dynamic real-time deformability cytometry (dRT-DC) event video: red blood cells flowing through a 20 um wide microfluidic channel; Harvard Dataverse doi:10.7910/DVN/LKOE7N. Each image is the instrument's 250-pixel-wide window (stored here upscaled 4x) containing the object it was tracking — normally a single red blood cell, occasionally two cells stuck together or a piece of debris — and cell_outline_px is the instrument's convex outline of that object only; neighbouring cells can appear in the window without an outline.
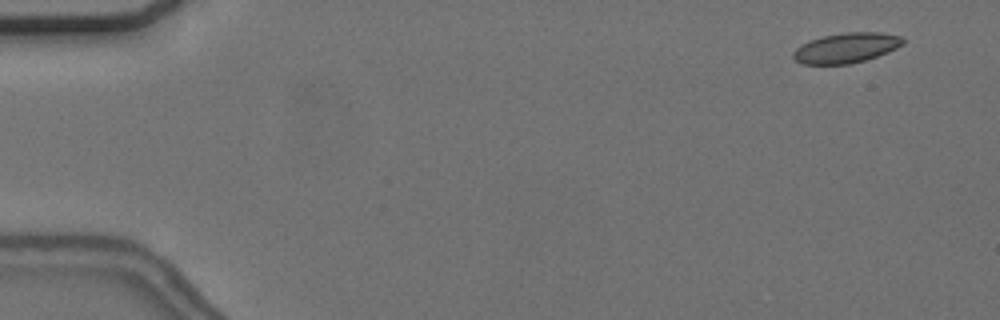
{"species": "common noctule bat (a hibernating species)", "species_latin": "Nyctalus noctula", "temperature_condition": "cold", "stored_images_in_passage": 56, "camera_frame_rate_fps": 3000, "um_per_image_px": 0.085, "animal": {"sex": "female", "body_mass_g": 24.6, "forearm_length_mm": 56.2}, "frame": {"image": 1, "passage_image": 4, "time_ms": 1.0, "image_size_px": [1000, 320], "cell_outline_px": [[908, 40], [904, 44], [888, 52], [864, 60], [848, 64], [800, 64], [792, 56], [792, 52], [796, 48], [812, 40], [824, 36], [844, 32], [880, 32], [900, 36]], "centroid_in_image_um": [71.96, 4.06], "position_along_channel_um": 13.0, "area_um2": 19.13}}
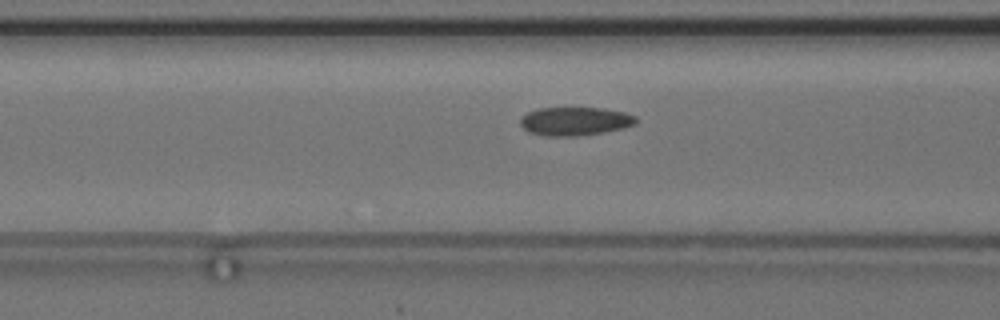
{"frame": {"image": 2, "passage_image": 23, "time_ms": 7.333, "image_size_px": [1000, 320], "cell_outline_px": [[636, 124], [624, 128], [604, 132], [576, 136], [544, 136], [528, 132], [520, 124], [520, 116], [528, 112], [540, 108], [604, 108], [624, 112], [636, 116]], "centroid_in_image_um": [48.86, 10.31], "position_along_channel_um": 117.7, "area_um2": 19.31}}
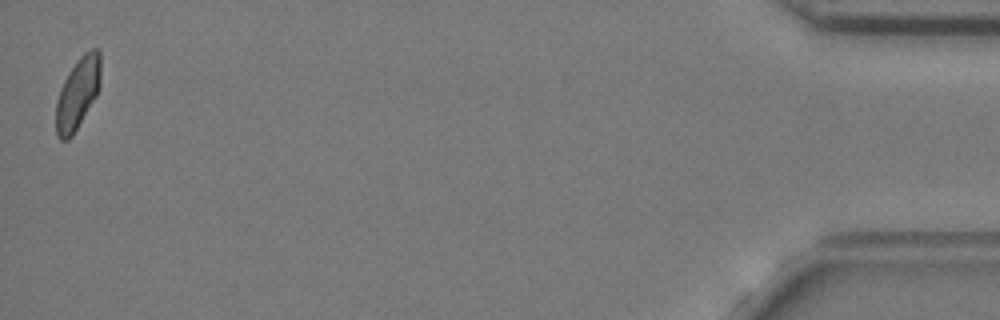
{"frame": {"image": 3, "passage_image": 56, "time_ms": 18.333, "image_size_px": [1000, 320], "cell_outline_px": [[100, 84], [96, 96], [72, 136], [68, 140], [60, 140], [56, 136], [56, 100], [60, 88], [68, 72], [76, 60], [84, 52], [92, 48], [100, 48]], "centroid_in_image_um": [6.59, 7.91], "position_along_channel_um": 428.6, "area_um2": 18.73}, "authors_computed_cell_mechanics": {"area_um2": 19.2763, "velocity_mm_per_s": 3.67, "shape_relaxation_time_tau1_ms": 4.9554, "shape_relaxation_time_tau2_ms": 1.6462, "deformation_change_tau1": 0.0822, "deformation_change_tau2": 0.0581}}